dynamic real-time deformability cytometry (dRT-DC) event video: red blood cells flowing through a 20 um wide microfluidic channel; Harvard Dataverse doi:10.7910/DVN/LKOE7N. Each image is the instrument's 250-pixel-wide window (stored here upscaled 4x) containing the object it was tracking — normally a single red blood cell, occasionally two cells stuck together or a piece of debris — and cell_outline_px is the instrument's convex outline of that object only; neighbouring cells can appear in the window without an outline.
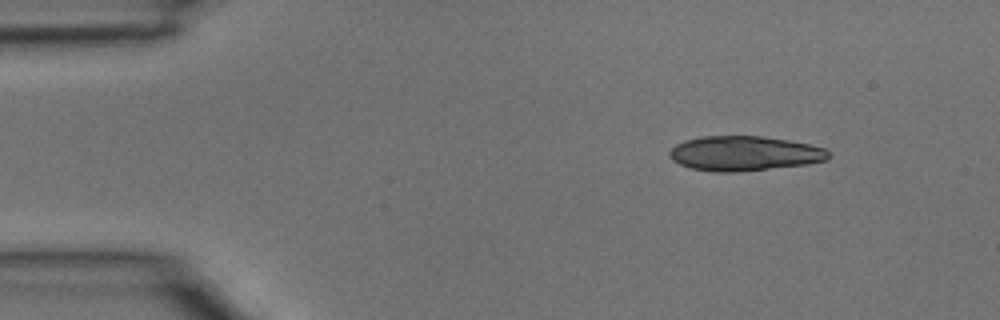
{"species": "common noctule bat (a hibernating species)", "species_latin": "Nyctalus noctula", "temperature_condition": "room temperature", "stored_images_in_passage": 2, "camera_frame_rate_fps": 3000, "um_per_image_px": 0.085, "animal": {"sex": "male", "body_mass_g": 15.6}, "frame": {"image": 1, "passage_image": 1, "time_ms": 0.0, "image_size_px": [1000, 320], "cell_outline_px": [[828, 160], [808, 164], [740, 172], [712, 172], [688, 168], [672, 160], [668, 152], [676, 144], [684, 140], [700, 136], [760, 136], [788, 140], [808, 144], [824, 148], [828, 152]], "centroid_in_image_um": [63.23, 13.05], "position_along_channel_um": 21.8, "area_um2": 32.37}}